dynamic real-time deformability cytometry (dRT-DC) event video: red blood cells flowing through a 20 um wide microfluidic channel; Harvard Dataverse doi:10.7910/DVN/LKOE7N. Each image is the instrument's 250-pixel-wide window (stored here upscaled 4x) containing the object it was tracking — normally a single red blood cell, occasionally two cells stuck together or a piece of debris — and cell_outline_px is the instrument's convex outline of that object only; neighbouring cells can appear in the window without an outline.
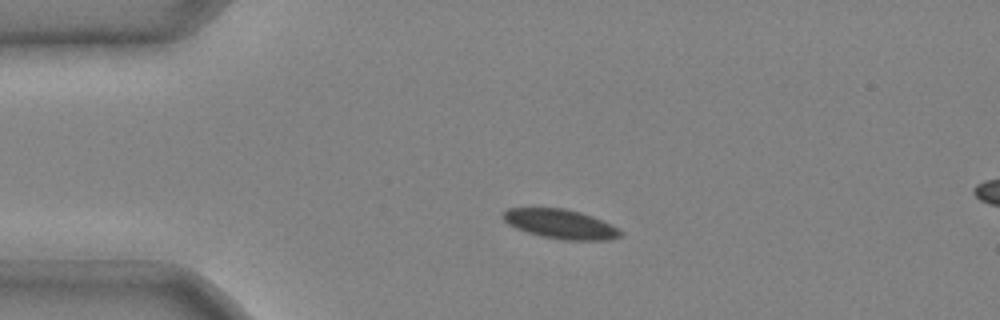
{"species": "common noctule bat (a hibernating species)", "species_latin": "Nyctalus noctula", "temperature_condition": "cold", "stored_images_in_passage": 3, "camera_frame_rate_fps": 3000, "um_per_image_px": 0.085, "animal": {"sex": "male", "body_mass_g": 20.4}, "frame": {"image": 1, "passage_image": 2, "time_ms": 0.333, "image_size_px": [1000, 320], "cell_outline_px": [[624, 232], [620, 236], [608, 240], [564, 240], [540, 236], [516, 228], [508, 224], [500, 216], [508, 208], [564, 208], [580, 212], [592, 216], [612, 224]], "centroid_in_image_um": [47.65, 19.04], "position_along_channel_um": 37.3, "area_um2": 20.17}}